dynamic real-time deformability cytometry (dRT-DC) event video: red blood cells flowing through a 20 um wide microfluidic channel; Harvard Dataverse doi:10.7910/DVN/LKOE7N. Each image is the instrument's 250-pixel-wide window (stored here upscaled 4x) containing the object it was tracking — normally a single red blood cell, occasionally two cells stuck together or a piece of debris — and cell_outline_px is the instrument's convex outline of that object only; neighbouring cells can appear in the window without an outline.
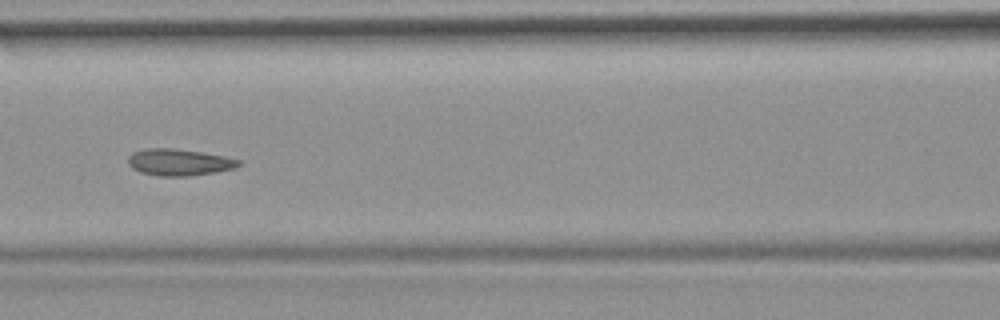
{"species": "common noctule bat (a hibernating species)", "species_latin": "Nyctalus noctula", "temperature_condition": "room temperature", "stored_images_in_passage": 54, "camera_frame_rate_fps": 3000, "um_per_image_px": 0.085, "animal": {"sex": "female", "body_mass_g": 19.9}, "frame": {"image": 1, "passage_image": 24, "time_ms": 7.667, "image_size_px": [1000, 320], "cell_outline_px": [[240, 164], [236, 168], [216, 172], [188, 176], [160, 176], [140, 172], [132, 168], [128, 164], [128, 156], [132, 152], [148, 148], [176, 148], [224, 156], [240, 160]], "centroid_in_image_um": [15.2, 13.79], "position_along_channel_um": 151.4, "area_um2": 17.22}, "authors_computed_cell_mechanics": {"area_um2": 17.34, "velocity_mm_per_s": 3.7025, "shape_relaxation_time_tau1_ms": 9.5477, "shape_relaxation_time_tau2_ms": 1.8106, "deformation_change_tau1": 0.1446, "deformation_change_tau2": 0.0576}}